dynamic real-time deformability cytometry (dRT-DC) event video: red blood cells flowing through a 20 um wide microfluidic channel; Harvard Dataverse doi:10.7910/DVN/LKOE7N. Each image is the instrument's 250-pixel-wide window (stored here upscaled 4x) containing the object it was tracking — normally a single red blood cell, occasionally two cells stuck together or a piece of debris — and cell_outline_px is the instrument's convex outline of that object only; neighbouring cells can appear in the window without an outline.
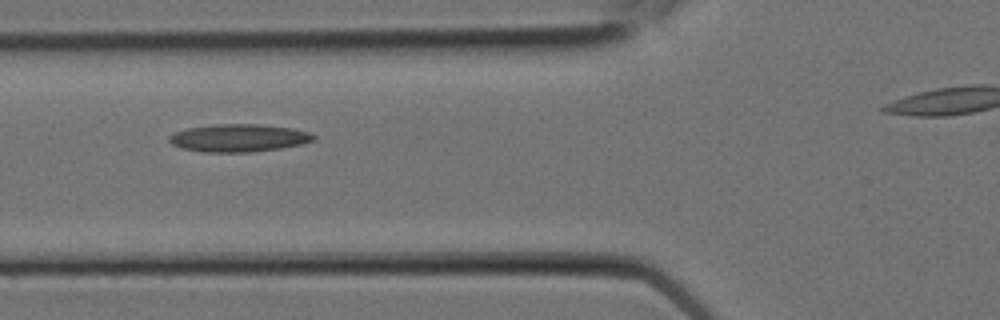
{"species": "Egyptian fruit bat (a non-hibernating species)", "species_latin": "Rousettus aegyptiacus", "temperature_condition": "room temperature", "stored_images_in_passage": 5, "segment_of_instrument_passage": [1, 2], "camera_frame_rate_fps": 3000, "um_per_image_px": 0.085, "animal": {"sex": "female"}, "frame": {"image": 1, "passage_image": 3, "time_ms": 0.667, "image_size_px": [1000, 320], "cell_outline_px": [[316, 140], [300, 144], [280, 148], [252, 152], [204, 152], [180, 148], [172, 144], [168, 140], [168, 136], [176, 132], [188, 128], [216, 124], [260, 124], [292, 128], [308, 132], [316, 136]], "centroid_in_image_um": [20.29, 11.73], "position_along_channel_um": 105.5, "area_um2": 23.29}}
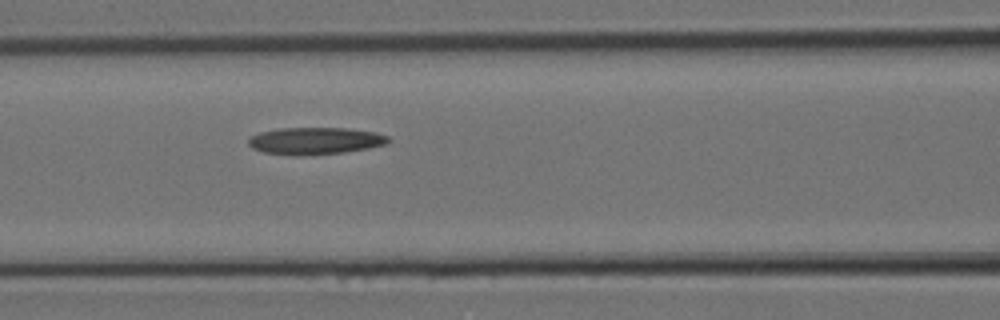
{"frame": {"image": 2, "passage_image": 4, "time_ms": 1.0, "image_size_px": [1000, 320], "cell_outline_px": [[388, 140], [384, 144], [368, 148], [344, 152], [300, 156], [296, 156], [264, 152], [252, 148], [248, 144], [248, 140], [252, 136], [260, 132], [276, 128], [344, 128], [376, 132], [388, 136]], "centroid_in_image_um": [26.74, 11.97], "position_along_channel_um": 139.9, "area_um2": 21.96}}